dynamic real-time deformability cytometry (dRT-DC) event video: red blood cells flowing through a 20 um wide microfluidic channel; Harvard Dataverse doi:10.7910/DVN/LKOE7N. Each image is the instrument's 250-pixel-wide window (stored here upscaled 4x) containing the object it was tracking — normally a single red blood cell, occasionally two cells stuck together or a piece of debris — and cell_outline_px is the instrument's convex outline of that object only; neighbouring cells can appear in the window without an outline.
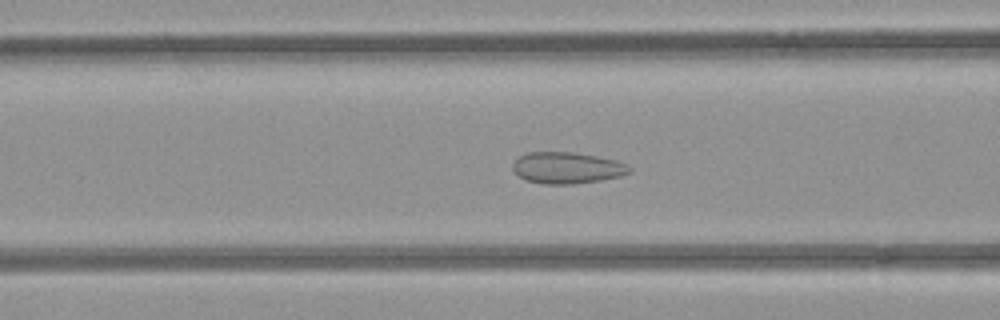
{"species": "common noctule bat (a hibernating species)", "species_latin": "Nyctalus noctula", "temperature_condition": "room temperature", "stored_images_in_passage": 54, "camera_frame_rate_fps": 3000, "um_per_image_px": 0.085, "animal": {"sex": "female", "body_mass_g": 21.9}, "frame": {"image": 1, "passage_image": 21, "time_ms": 6.667, "image_size_px": [1000, 320], "cell_outline_px": [[632, 172], [620, 176], [600, 180], [572, 184], [540, 184], [524, 180], [512, 168], [512, 164], [520, 156], [528, 152], [572, 152], [596, 156], [616, 160], [628, 164], [632, 168]], "centroid_in_image_um": [48.21, 14.27], "position_along_channel_um": 118.4, "area_um2": 21.44}}
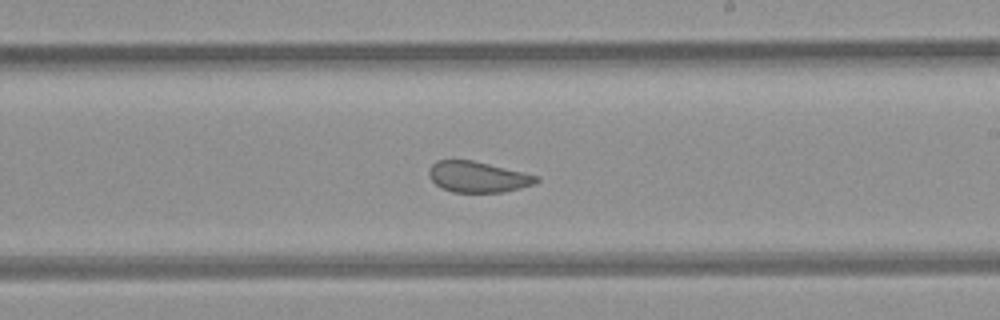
{"frame": {"image": 2, "passage_image": 31, "time_ms": 10.0, "image_size_px": [1000, 320], "cell_outline_px": [[540, 180], [536, 184], [504, 192], [452, 192], [436, 184], [428, 176], [428, 168], [436, 160], [472, 160], [524, 172], [540, 176]], "centroid_in_image_um": [40.64, 15.03], "position_along_channel_um": 248.4, "area_um2": 19.42}}
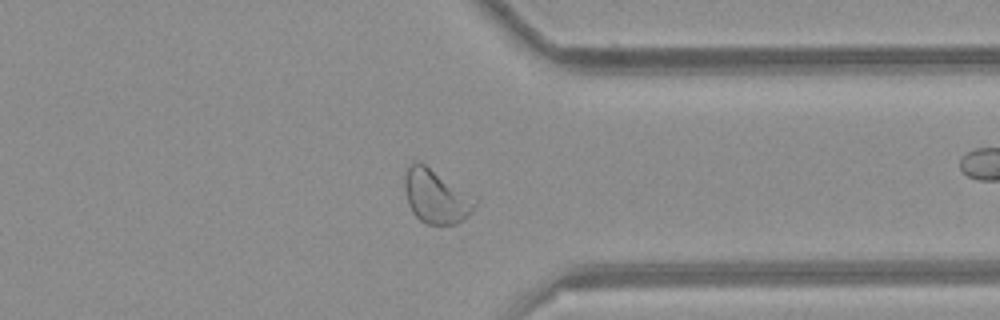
{"frame": {"image": 3, "passage_image": 41, "time_ms": 13.333, "image_size_px": [1000, 320], "cell_outline_px": [[480, 200], [472, 212], [468, 216], [456, 224], [428, 224], [420, 220], [412, 212], [408, 204], [404, 188], [404, 176], [408, 168], [416, 160], [420, 160]], "centroid_in_image_um": [37.08, 16.68], "position_along_channel_um": 374.3, "area_um2": 22.37}, "authors_computed_cell_mechanics": {"area_um2": 23.3223, "velocity_mm_per_s": 3.8954, "shape_relaxation_time_tau1_ms": null, "shape_relaxation_time_tau2_ms": 0.459, "deformation_change_tau1": null, "deformation_change_tau2": 0.0518}}